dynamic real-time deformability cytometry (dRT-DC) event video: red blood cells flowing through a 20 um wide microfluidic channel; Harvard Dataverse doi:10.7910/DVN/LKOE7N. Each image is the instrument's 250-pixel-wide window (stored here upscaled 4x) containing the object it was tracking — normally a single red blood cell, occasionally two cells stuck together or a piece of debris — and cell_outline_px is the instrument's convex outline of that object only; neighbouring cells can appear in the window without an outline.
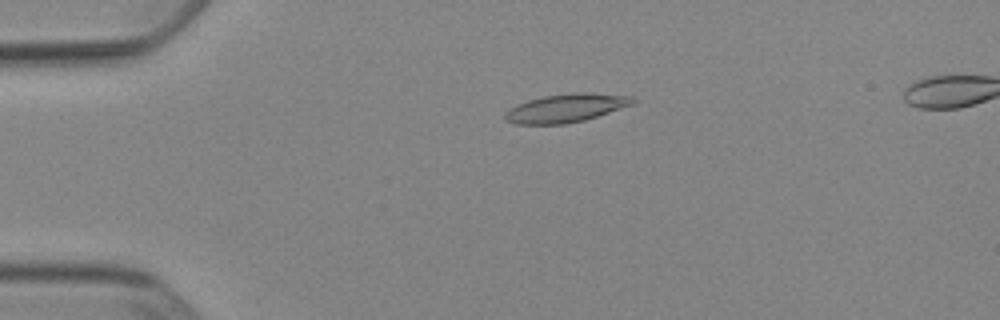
{"species": "Egyptian fruit bat (a non-hibernating species)", "species_latin": "Rousettus aegyptiacus", "temperature_condition": "cold", "stored_images_in_passage": 52, "camera_frame_rate_fps": 3000, "um_per_image_px": 0.085, "animal": {"sex": "female"}, "frame": {"image": 1, "passage_image": 12, "time_ms": 3.667, "image_size_px": [1000, 320], "cell_outline_px": [[636, 104], [584, 120], [564, 124], [516, 124], [504, 120], [504, 112], [508, 108], [516, 104], [528, 100], [544, 96], [572, 92], [584, 92], [632, 96], [636, 100]], "centroid_in_image_um": [48.1, 9.18], "position_along_channel_um": 36.9, "area_um2": 21.39}}
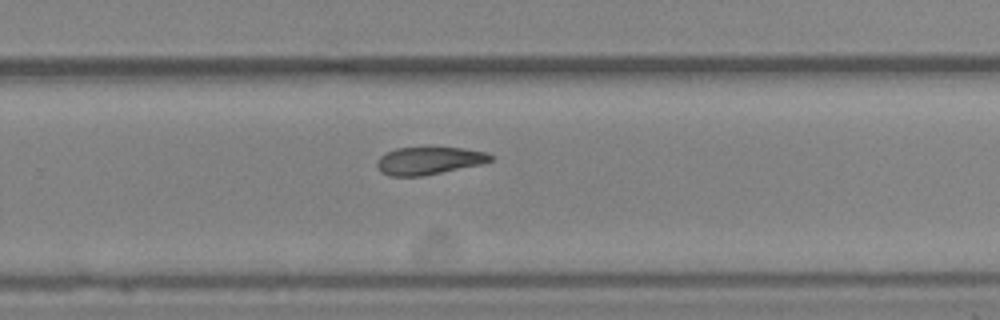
{"frame": {"image": 2, "passage_image": 35, "time_ms": 11.333, "image_size_px": [1000, 320], "cell_outline_px": [[492, 160], [480, 164], [424, 176], [388, 176], [380, 172], [376, 164], [380, 156], [396, 148], [464, 148], [484, 152], [492, 156]], "centroid_in_image_um": [36.42, 13.67], "position_along_channel_um": 293.4, "area_um2": 18.03}}
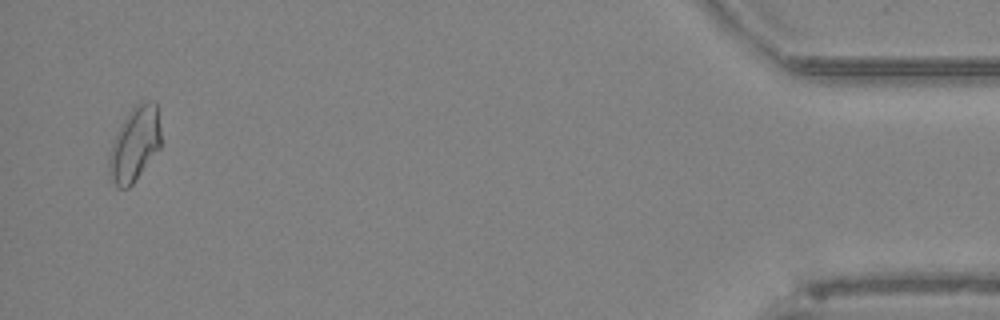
{"frame": {"image": 3, "passage_image": 51, "time_ms": 16.667, "image_size_px": [1000, 320], "cell_outline_px": [[160, 148], [132, 184], [128, 188], [120, 188], [108, 180], [108, 156], [116, 132], [120, 124], [132, 108], [136, 104], [148, 100], [156, 104], [160, 128]], "centroid_in_image_um": [11.41, 12.28], "position_along_channel_um": 423.8, "area_um2": 22.54}, "authors_computed_cell_mechanics": {"area_um2": 19.9988, "velocity_mm_per_s": 3.8904, "shape_relaxation_time_tau1_ms": null, "shape_relaxation_time_tau2_ms": 8.9399, "deformation_change_tau1": null, "deformation_change_tau2": 0.1692}}